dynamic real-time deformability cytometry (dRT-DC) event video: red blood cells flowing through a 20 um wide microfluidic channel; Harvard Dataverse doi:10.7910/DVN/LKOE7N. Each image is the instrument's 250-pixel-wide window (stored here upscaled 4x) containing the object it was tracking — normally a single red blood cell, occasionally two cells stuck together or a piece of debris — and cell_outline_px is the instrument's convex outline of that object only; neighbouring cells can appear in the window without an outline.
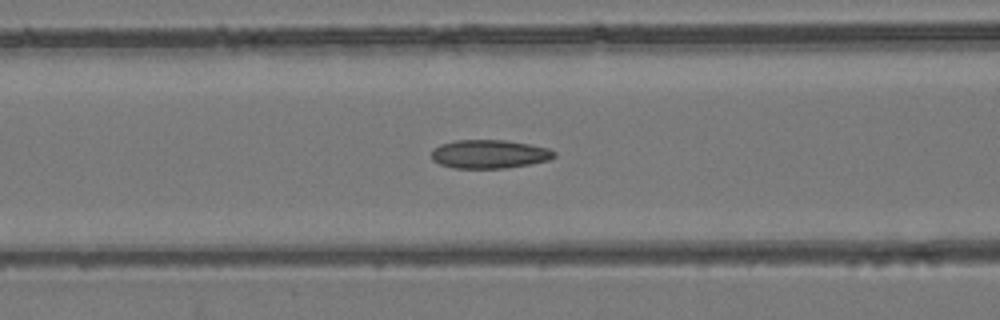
{"species": "common noctule bat (a hibernating species)", "species_latin": "Nyctalus noctula", "temperature_condition": "room temperature", "stored_images_in_passage": 53, "camera_frame_rate_fps": 3000, "um_per_image_px": 0.085, "animal": {"sex": "female", "body_mass_g": 24.6, "forearm_length_mm": 56.2}, "frame": {"image": 1, "passage_image": 22, "time_ms": 7.0, "image_size_px": [1000, 320], "cell_outline_px": [[556, 156], [548, 160], [532, 164], [504, 168], [452, 168], [440, 164], [432, 160], [432, 148], [440, 144], [456, 140], [504, 140], [528, 144], [548, 148], [556, 152]], "centroid_in_image_um": [41.58, 13.1], "position_along_channel_um": 125.0, "area_um2": 20.52}}
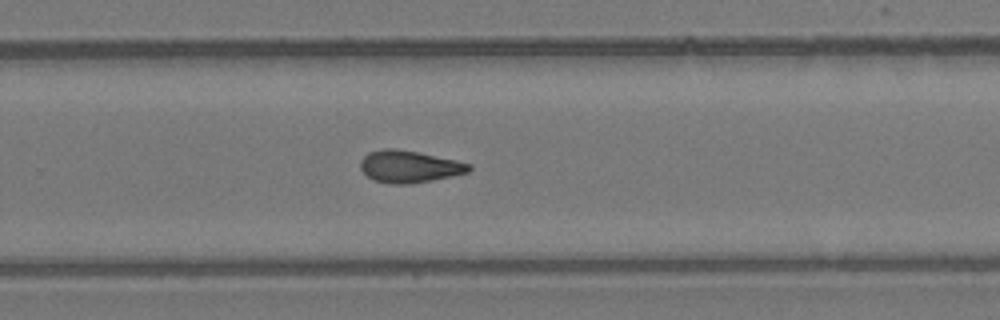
{"frame": {"image": 2, "passage_image": 35, "time_ms": 11.333, "image_size_px": [1000, 320], "cell_outline_px": [[472, 168], [468, 172], [452, 176], [432, 180], [408, 184], [392, 184], [372, 180], [360, 168], [360, 160], [368, 152], [384, 148], [396, 148], [456, 160], [472, 164]], "centroid_in_image_um": [34.77, 14.15], "position_along_channel_um": 295.0, "area_um2": 20.29}}
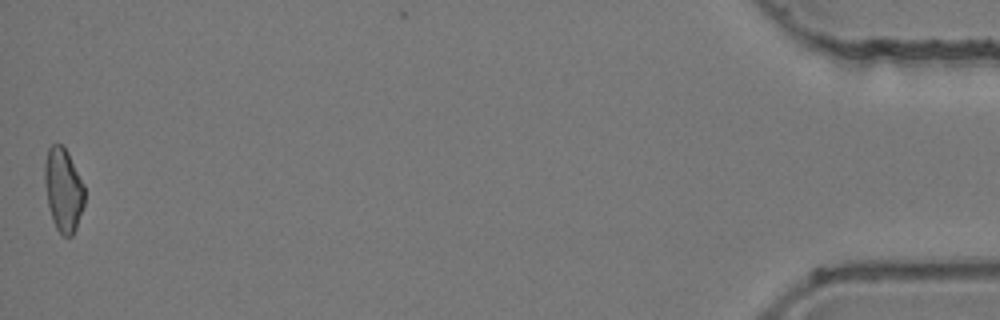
{"frame": {"image": 3, "passage_image": 53, "time_ms": 17.333, "image_size_px": [1000, 320], "cell_outline_px": [[84, 204], [76, 228], [72, 236], [64, 236], [56, 228], [52, 220], [48, 204], [44, 180], [44, 164], [48, 148], [52, 144], [60, 144], [68, 152], [84, 184]], "centroid_in_image_um": [5.38, 16.12], "position_along_channel_um": 429.8, "area_um2": 19.36}, "authors_computed_cell_mechanics": {"area_um2": 20.2878, "velocity_mm_per_s": 3.9263, "shape_relaxation_time_tau1_ms": null, "shape_relaxation_time_tau2_ms": 6.2253, "deformation_change_tau1": null, "deformation_change_tau2": 0.1398}}